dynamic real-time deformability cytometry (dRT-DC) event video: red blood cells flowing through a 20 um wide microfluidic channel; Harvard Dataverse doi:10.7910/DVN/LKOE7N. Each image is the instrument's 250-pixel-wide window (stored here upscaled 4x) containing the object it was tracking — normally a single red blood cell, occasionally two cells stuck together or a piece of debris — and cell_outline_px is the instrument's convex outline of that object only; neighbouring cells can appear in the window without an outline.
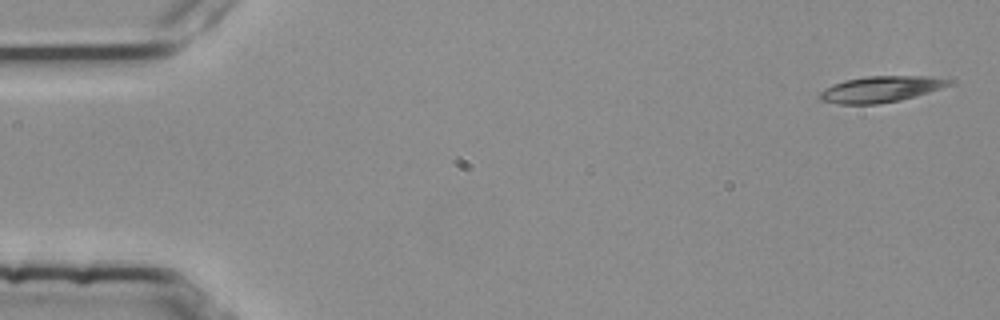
{"species": "common noctule bat (a hibernating species)", "species_latin": "Nyctalus noctula", "temperature_condition": "room temperature", "stored_images_in_passage": 5, "segment_of_instrument_passage": [1, 2], "camera_frame_rate_fps": 3000, "um_per_image_px": 0.085, "animal": {"sex": "female", "body_mass_g": 25.1}, "frame": {"image": 1, "passage_image": 1, "time_ms": 0.0, "image_size_px": [1000, 320], "cell_outline_px": [[952, 80], [948, 84], [940, 88], [928, 92], [900, 100], [876, 104], [840, 104], [820, 100], [816, 96], [824, 88], [832, 84], [844, 80], [868, 76], [932, 76]], "centroid_in_image_um": [74.78, 7.58], "position_along_channel_um": 10.2, "area_um2": 19.54}}
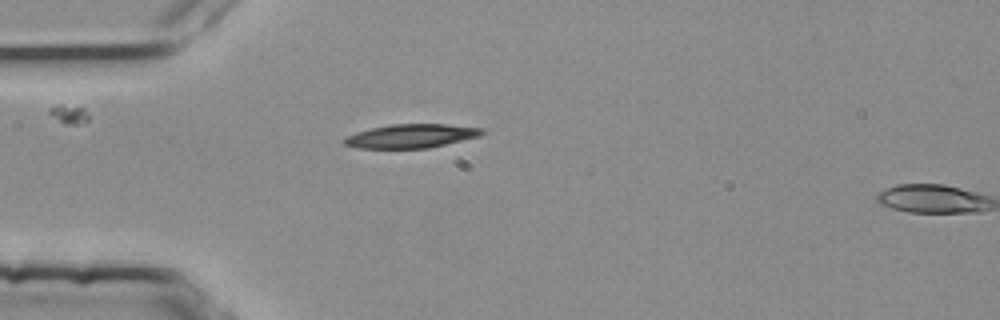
{"frame": {"image": 2, "passage_image": 4, "time_ms": 1.0, "image_size_px": [1000, 320], "cell_outline_px": [[488, 132], [480, 136], [428, 148], [356, 148], [344, 144], [340, 140], [356, 132], [372, 128], [392, 124], [448, 124], [484, 128]], "centroid_in_image_um": [34.98, 11.56], "position_along_channel_um": 50.0, "area_um2": 19.19}}